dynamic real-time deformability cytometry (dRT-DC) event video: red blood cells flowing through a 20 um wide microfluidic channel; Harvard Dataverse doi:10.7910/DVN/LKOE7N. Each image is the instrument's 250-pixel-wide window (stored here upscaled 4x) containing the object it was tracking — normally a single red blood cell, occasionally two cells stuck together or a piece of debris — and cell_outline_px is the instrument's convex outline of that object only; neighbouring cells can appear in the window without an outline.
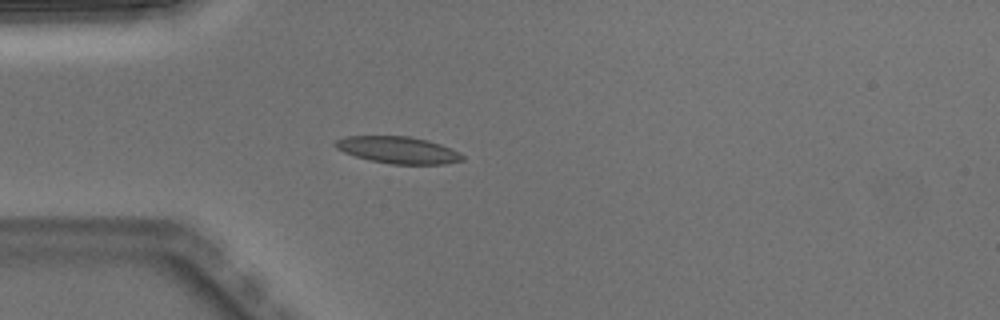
{"species": "Egyptian fruit bat (a non-hibernating species)", "species_latin": "Rousettus aegyptiacus", "temperature_condition": "warm", "stored_images_in_passage": 3, "camera_frame_rate_fps": 3000, "um_per_image_px": 0.085, "animal": {"sex": "male"}, "frame": {"image": 1, "passage_image": 3, "time_ms": 0.667, "image_size_px": [1000, 320], "cell_outline_px": [[464, 160], [444, 164], [392, 164], [372, 160], [356, 156], [344, 152], [336, 148], [332, 144], [336, 140], [344, 136], [408, 136], [428, 140], [452, 148], [460, 152], [464, 156]], "centroid_in_image_um": [33.85, 12.74], "position_along_channel_um": 51.1, "area_um2": 19.94}}